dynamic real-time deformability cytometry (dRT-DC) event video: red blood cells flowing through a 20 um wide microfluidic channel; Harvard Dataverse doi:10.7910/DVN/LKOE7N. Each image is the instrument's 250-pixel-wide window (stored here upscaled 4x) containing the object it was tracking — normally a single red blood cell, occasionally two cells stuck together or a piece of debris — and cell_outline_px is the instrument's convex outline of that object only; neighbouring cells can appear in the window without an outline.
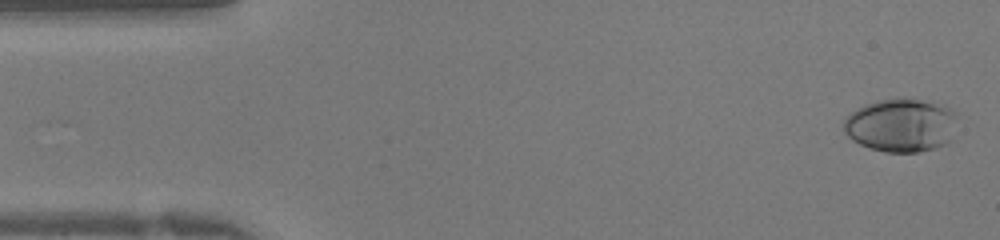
{"species": "human", "species_latin": "Homo sapiens", "temperature_condition": "warm", "stored_images_in_passage": 41, "camera_frame_rate_fps": 3000, "um_per_image_px": 0.085, "donor": {"sex": "female"}, "frame": {"image": 1, "passage_image": 1, "time_ms": 0.0, "image_size_px": [1000, 240], "cell_outline_px": [[960, 112], [952, 140], [948, 144], [936, 148], [920, 152], [884, 152], [868, 148], [852, 140], [844, 132], [844, 120], [852, 112], [864, 104], [876, 100], [904, 96], [932, 100], [944, 104]], "centroid_in_image_um": [76.69, 10.61], "position_along_channel_um": 8.3, "area_um2": 36.88}}
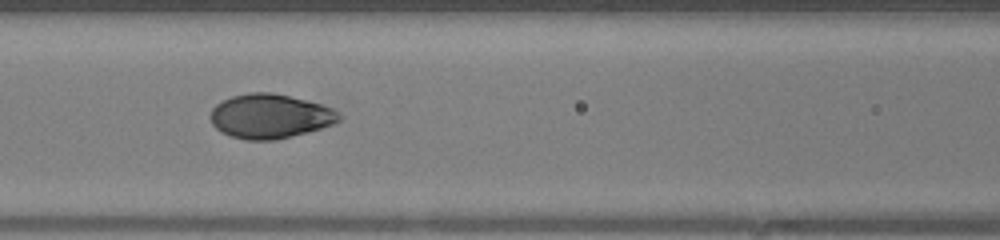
{"frame": {"image": 2, "passage_image": 17, "time_ms": 5.333, "image_size_px": [1000, 240], "cell_outline_px": [[340, 120], [332, 124], [308, 132], [276, 140], [244, 140], [220, 132], [212, 124], [208, 116], [212, 108], [216, 104], [232, 96], [248, 92], [272, 92], [320, 104], [332, 108], [340, 116]], "centroid_in_image_um": [22.89, 9.88], "position_along_channel_um": 143.7, "area_um2": 33.18}}
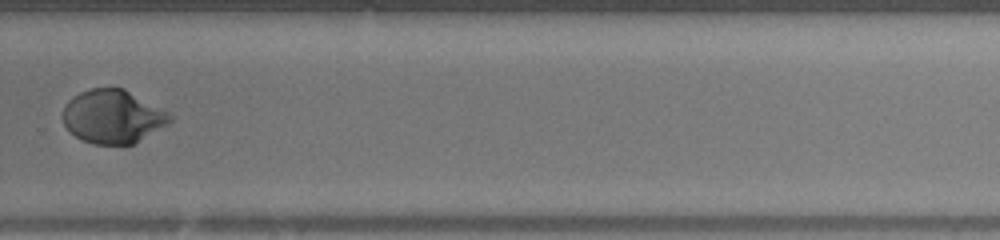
{"frame": {"image": 3, "passage_image": 28, "time_ms": 9.0, "image_size_px": [1000, 240], "cell_outline_px": [[172, 120], [168, 124], [132, 144], [92, 144], [76, 136], [64, 124], [64, 104], [72, 96], [80, 92], [92, 88], [124, 88], [168, 112], [172, 116]], "centroid_in_image_um": [9.58, 9.89], "position_along_channel_um": 320.2, "area_um2": 33.0}}